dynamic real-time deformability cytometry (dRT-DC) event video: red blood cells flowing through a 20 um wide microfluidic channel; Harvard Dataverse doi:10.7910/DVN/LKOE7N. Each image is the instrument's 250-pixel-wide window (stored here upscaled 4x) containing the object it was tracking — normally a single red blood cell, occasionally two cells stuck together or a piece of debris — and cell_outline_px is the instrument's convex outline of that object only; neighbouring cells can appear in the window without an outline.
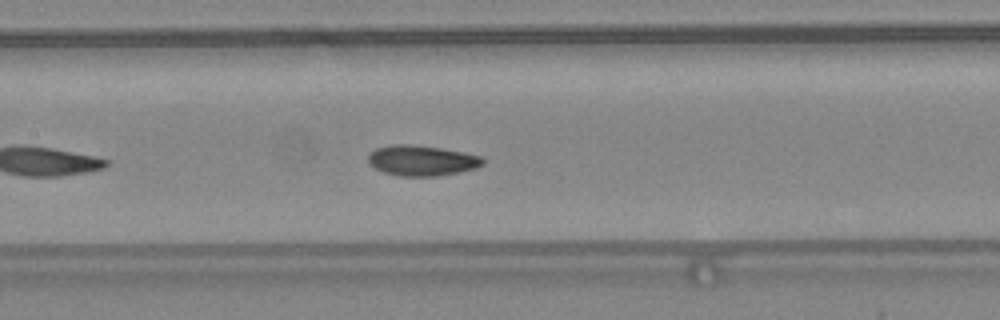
{"species": "common noctule bat (a hibernating species)", "species_latin": "Nyctalus noctula", "temperature_condition": "warm", "stored_images_in_passage": 34, "camera_frame_rate_fps": 3000, "um_per_image_px": 0.085, "animal": {"sex": "female", "body_mass_g": 24.6, "forearm_length_mm": 56.2}, "frame": {"image": 1, "passage_image": 10, "time_ms": 3.0, "image_size_px": [1000, 320], "cell_outline_px": [[484, 164], [476, 168], [460, 172], [436, 176], [400, 176], [384, 172], [368, 164], [368, 156], [376, 148], [392, 144], [408, 144], [440, 148], [464, 152], [480, 156], [484, 160]], "centroid_in_image_um": [35.85, 13.64], "position_along_channel_um": 171.5, "area_um2": 20.29}, "authors_computed_cell_mechanics": {"area_um2": 20.0277, "velocity_mm_per_s": 4.3523, "shape_relaxation_time_tau1_ms": 3.9562, "shape_relaxation_time_tau2_ms": 5.9285, "deformation_change_tau1": 0.1027, "deformation_change_tau2": 0.1009}}